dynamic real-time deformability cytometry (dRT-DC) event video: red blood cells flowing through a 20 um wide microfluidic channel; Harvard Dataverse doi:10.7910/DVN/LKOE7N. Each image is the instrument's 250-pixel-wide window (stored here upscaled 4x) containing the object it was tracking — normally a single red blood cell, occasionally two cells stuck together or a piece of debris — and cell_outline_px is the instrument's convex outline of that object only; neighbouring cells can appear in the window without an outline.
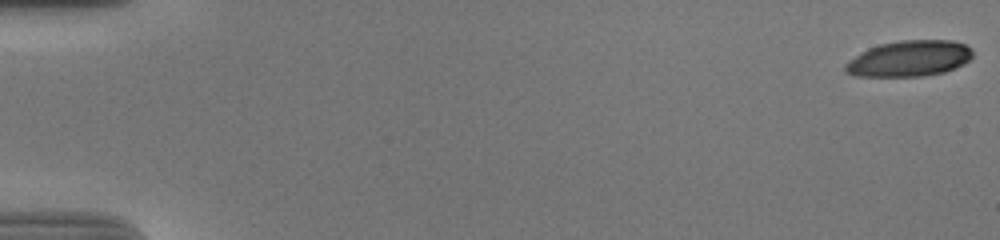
{"species": "human", "species_latin": "Homo sapiens", "temperature_condition": "cold", "stored_images_in_passage": 56, "camera_frame_rate_fps": 3000, "um_per_image_px": 0.085, "donor": {"sex": "male"}, "frame": {"image": 1, "passage_image": 1, "time_ms": 0.0, "image_size_px": [1000, 240], "cell_outline_px": [[972, 56], [964, 64], [956, 68], [944, 72], [924, 76], [856, 76], [844, 72], [844, 64], [848, 60], [860, 52], [868, 48], [880, 44], [900, 40], [952, 40], [964, 44], [972, 48]], "centroid_in_image_um": [77.27, 4.97], "position_along_channel_um": 7.7, "area_um2": 26.88}}
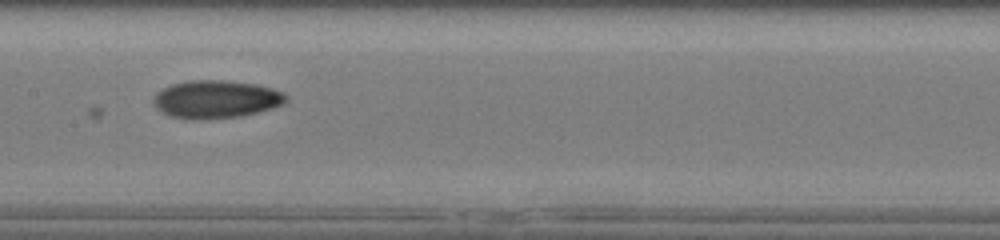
{"frame": {"image": 2, "passage_image": 30, "time_ms": 9.667, "image_size_px": [1000, 240], "cell_outline_px": [[288, 100], [284, 104], [272, 108], [240, 116], [200, 120], [184, 120], [172, 116], [156, 108], [152, 100], [156, 92], [172, 84], [192, 80], [220, 80], [256, 84], [272, 88], [284, 92], [288, 96]], "centroid_in_image_um": [18.37, 8.44], "position_along_channel_um": 189.0, "area_um2": 29.42}}
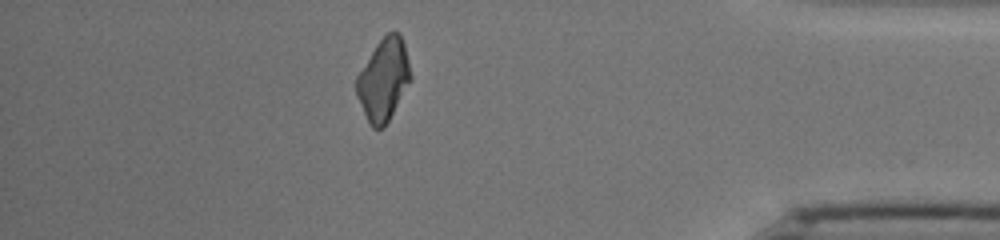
{"frame": {"image": 3, "passage_image": 50, "time_ms": 16.333, "image_size_px": [1000, 240], "cell_outline_px": [[412, 80], [384, 128], [372, 128], [356, 96], [356, 76], [376, 44], [388, 32], [400, 32], [404, 44], [412, 76]], "centroid_in_image_um": [32.61, 6.77], "position_along_channel_um": 402.6, "area_um2": 25.78}, "authors_computed_cell_mechanics": {"area_um2": 27.6573, "velocity_mm_per_s": 3.7133, "shape_relaxation_time_tau1_ms": null, "shape_relaxation_time_tau2_ms": 6.5592, "deformation_change_tau1": null, "deformation_change_tau2": 0.0946}}